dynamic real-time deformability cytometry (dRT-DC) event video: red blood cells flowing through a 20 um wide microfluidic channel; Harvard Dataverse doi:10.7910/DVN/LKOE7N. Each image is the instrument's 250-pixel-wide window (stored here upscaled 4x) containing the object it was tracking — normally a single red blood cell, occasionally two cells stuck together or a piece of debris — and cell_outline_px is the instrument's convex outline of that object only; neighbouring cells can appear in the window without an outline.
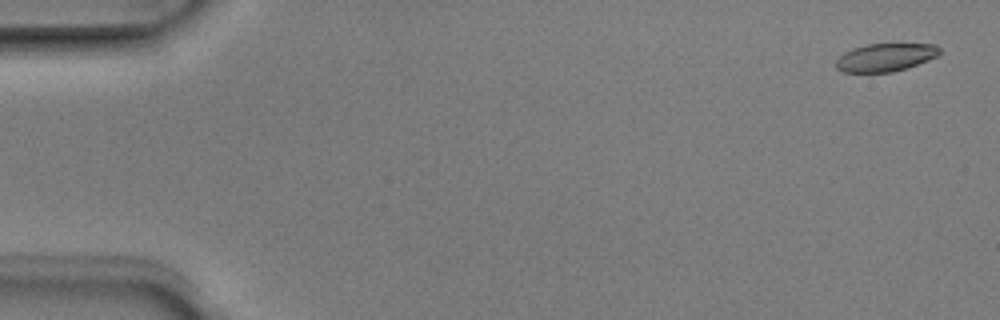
{"species": "Egyptian fruit bat (a non-hibernating species)", "species_latin": "Rousettus aegyptiacus", "temperature_condition": "room temperature", "stored_images_in_passage": 6, "camera_frame_rate_fps": 3000, "um_per_image_px": 0.085, "animal": {"sex": "male"}, "frame": {"image": 1, "passage_image": 1, "time_ms": 0.0, "image_size_px": [1000, 320], "cell_outline_px": [[940, 52], [936, 56], [928, 60], [892, 72], [844, 72], [836, 68], [836, 60], [844, 52], [852, 48], [868, 44], [936, 44], [940, 48]], "centroid_in_image_um": [75.24, 4.87], "position_along_channel_um": 9.8, "area_um2": 16.7}}
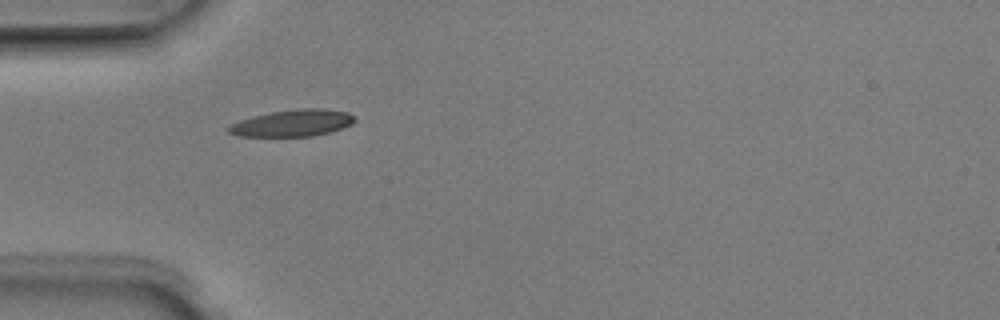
{"frame": {"image": 2, "passage_image": 5, "time_ms": 1.333, "image_size_px": [1000, 320], "cell_outline_px": [[356, 120], [352, 124], [328, 132], [312, 136], [236, 136], [228, 132], [228, 128], [232, 124], [240, 120], [272, 112], [300, 108], [324, 108], [348, 112], [356, 116]], "centroid_in_image_um": [24.91, 10.45], "position_along_channel_um": 60.1, "area_um2": 19.48}}
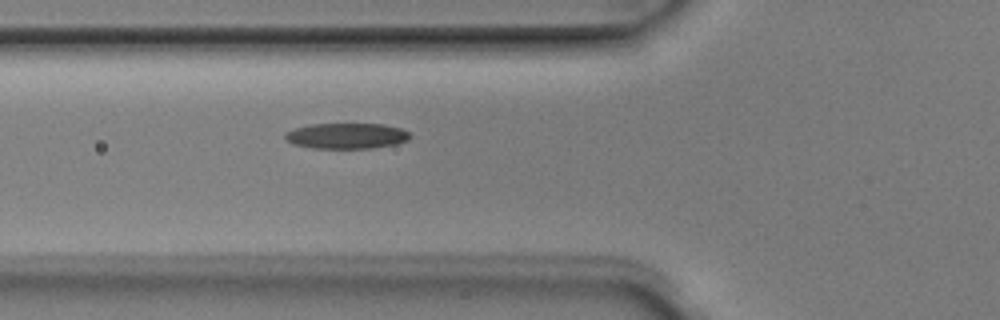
{"frame": {"image": 3, "passage_image": 6, "time_ms": 1.667, "image_size_px": [1000, 320], "cell_outline_px": [[412, 136], [408, 140], [396, 144], [372, 148], [312, 148], [292, 144], [284, 140], [284, 132], [292, 128], [312, 124], [384, 124], [400, 128], [408, 132]], "centroid_in_image_um": [29.41, 11.55], "position_along_channel_um": 96.4, "area_um2": 18.9}}